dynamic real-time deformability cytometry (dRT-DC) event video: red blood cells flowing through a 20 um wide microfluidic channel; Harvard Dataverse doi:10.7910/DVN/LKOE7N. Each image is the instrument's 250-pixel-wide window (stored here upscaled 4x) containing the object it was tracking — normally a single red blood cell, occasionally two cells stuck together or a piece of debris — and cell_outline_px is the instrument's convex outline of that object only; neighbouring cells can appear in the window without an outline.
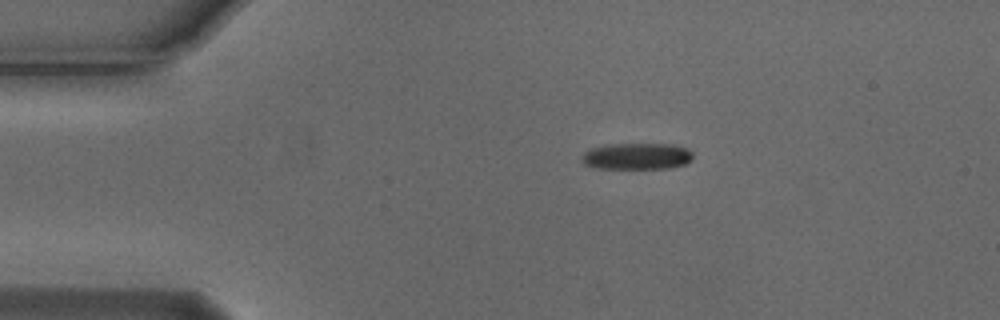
{"species": "Egyptian fruit bat (a non-hibernating species)", "species_latin": "Rousettus aegyptiacus", "temperature_condition": "cold", "stored_images_in_passage": 5, "camera_frame_rate_fps": 3000, "um_per_image_px": 0.085, "animal": {"sex": "male"}, "frame": {"image": 1, "passage_image": 1, "time_ms": 0.0, "image_size_px": [1000, 320], "cell_outline_px": [[692, 160], [684, 164], [668, 168], [592, 168], [584, 164], [580, 160], [580, 156], [584, 152], [592, 148], [608, 144], [672, 144], [688, 148], [692, 152]], "centroid_in_image_um": [54.1, 13.28], "position_along_channel_um": 30.9, "area_um2": 17.28}}
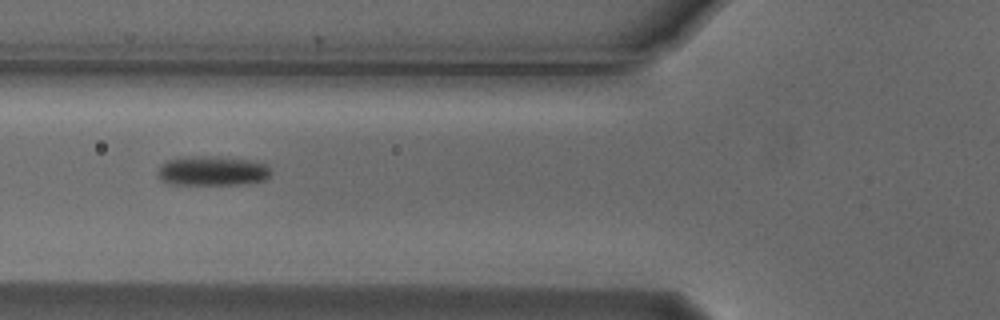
{"frame": {"image": 2, "passage_image": 3, "time_ms": 0.667, "image_size_px": [1000, 320], "cell_outline_px": [[272, 172], [264, 180], [236, 184], [168, 184], [160, 176], [160, 164], [164, 160], [200, 156], [208, 156], [252, 160], [264, 164]], "centroid_in_image_um": [18.05, 14.52], "position_along_channel_um": 107.8, "area_um2": 19.02}}
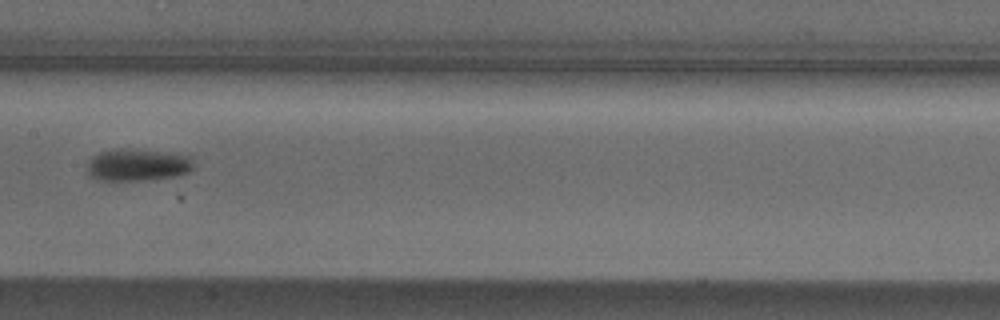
{"frame": {"image": 3, "passage_image": 5, "time_ms": 1.333, "image_size_px": [1000, 320], "cell_outline_px": [[192, 168], [188, 172], [176, 176], [144, 180], [104, 180], [92, 176], [88, 172], [88, 164], [92, 156], [100, 152], [120, 148], [124, 148], [188, 156], [192, 160]], "centroid_in_image_um": [11.66, 14.02], "position_along_channel_um": 195.7, "area_um2": 19.31}}